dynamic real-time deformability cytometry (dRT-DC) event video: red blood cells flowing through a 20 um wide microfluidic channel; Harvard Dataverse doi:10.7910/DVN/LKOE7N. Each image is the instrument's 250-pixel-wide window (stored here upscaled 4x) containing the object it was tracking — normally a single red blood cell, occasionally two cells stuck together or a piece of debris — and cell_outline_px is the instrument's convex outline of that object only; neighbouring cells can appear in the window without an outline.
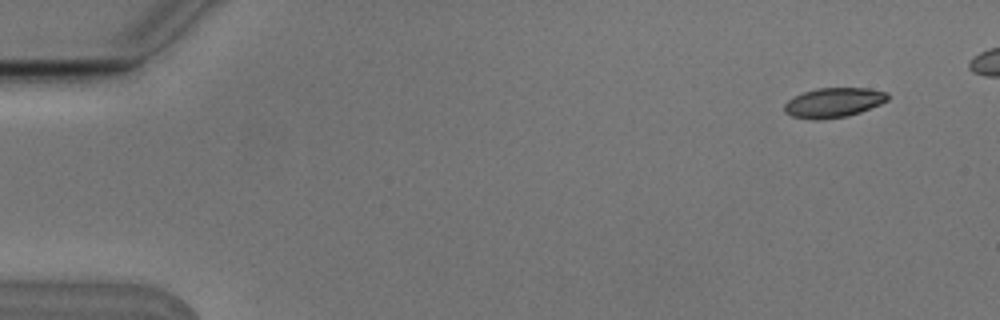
{"species": "Egyptian fruit bat (a non-hibernating species)", "species_latin": "Rousettus aegyptiacus", "temperature_condition": "cold", "stored_images_in_passage": 6, "camera_frame_rate_fps": 3000, "um_per_image_px": 0.085, "animal": {"sex": "male"}, "frame": {"image": 1, "passage_image": 1, "time_ms": 0.0, "image_size_px": [1000, 320], "cell_outline_px": [[888, 100], [880, 104], [860, 112], [848, 116], [816, 120], [792, 116], [784, 112], [784, 104], [792, 96], [816, 88], [868, 88], [888, 92]], "centroid_in_image_um": [70.84, 8.71], "position_along_channel_um": 14.2, "area_um2": 17.92}}
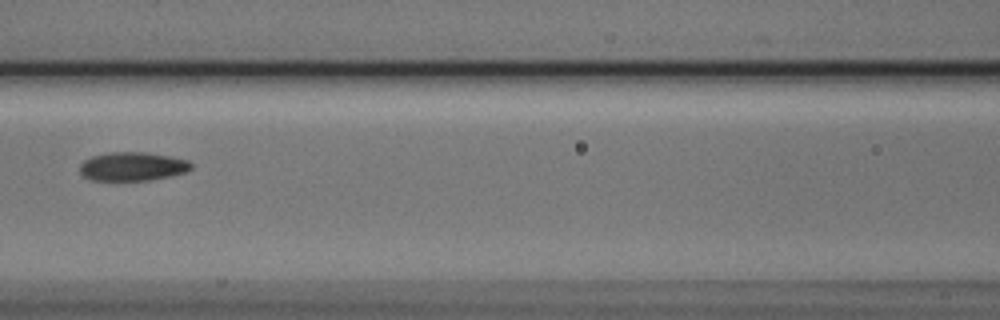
{"frame": {"image": 2, "passage_image": 6, "time_ms": 1.667, "image_size_px": [1000, 320], "cell_outline_px": [[192, 168], [184, 172], [168, 176], [148, 180], [92, 180], [84, 176], [80, 172], [80, 164], [84, 160], [92, 156], [108, 152], [144, 152], [168, 156], [188, 160], [192, 164]], "centroid_in_image_um": [11.23, 14.14], "position_along_channel_um": 155.4, "area_um2": 18.44}}